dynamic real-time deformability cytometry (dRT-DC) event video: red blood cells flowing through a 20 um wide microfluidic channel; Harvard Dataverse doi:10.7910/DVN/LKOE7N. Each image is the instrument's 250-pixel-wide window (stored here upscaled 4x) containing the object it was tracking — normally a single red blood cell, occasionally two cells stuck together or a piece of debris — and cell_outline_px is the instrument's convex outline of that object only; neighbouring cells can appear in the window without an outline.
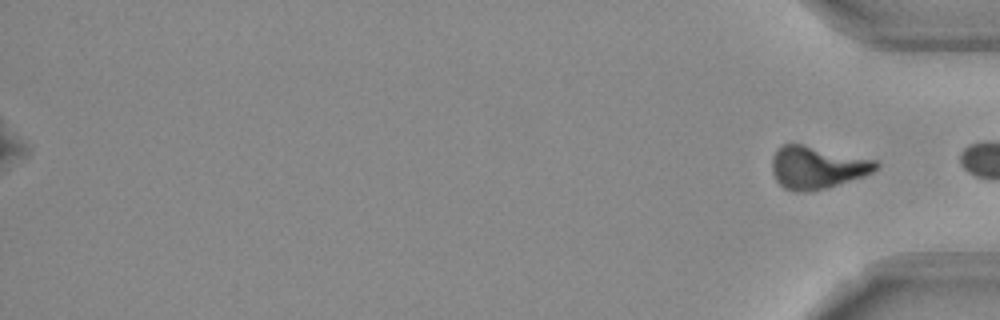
{"species": "Egyptian fruit bat (a non-hibernating species)", "species_latin": "Rousettus aegyptiacus", "temperature_condition": "room temperature", "stored_images_in_passage": 44, "segment_of_instrument_passage": [2, 2], "camera_frame_rate_fps": 3000, "um_per_image_px": 0.085, "frame": {"image": 1, "passage_image": 44, "time_ms": 14.333, "image_size_px": [1000, 320], "cell_outline_px": [[880, 164], [872, 172], [864, 176], [828, 188], [812, 192], [796, 192], [784, 188], [776, 180], [772, 172], [772, 156], [784, 144], [804, 144], [876, 160]], "centroid_in_image_um": [69.45, 14.25], "position_along_channel_um": 365.7, "area_um2": 25.89}}